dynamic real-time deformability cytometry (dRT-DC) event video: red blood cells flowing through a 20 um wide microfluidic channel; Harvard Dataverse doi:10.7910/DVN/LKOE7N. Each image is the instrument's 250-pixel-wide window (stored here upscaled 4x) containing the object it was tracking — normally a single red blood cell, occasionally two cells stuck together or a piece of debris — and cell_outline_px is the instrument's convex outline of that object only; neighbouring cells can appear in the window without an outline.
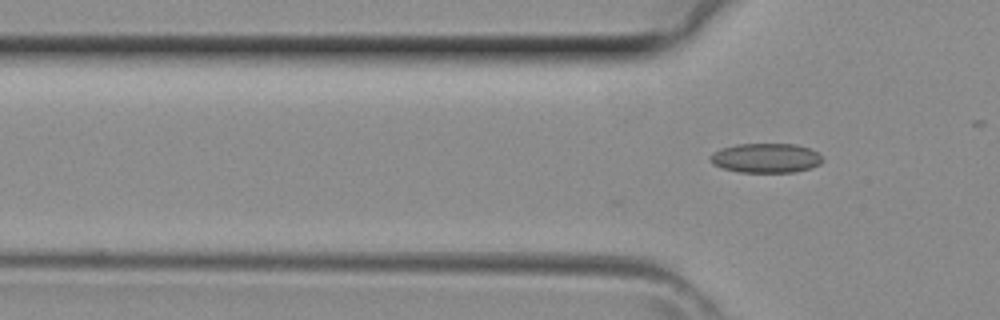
{"species": "common noctule bat (a hibernating species)", "species_latin": "Nyctalus noctula", "temperature_condition": "room temperature", "stored_images_in_passage": 2, "camera_frame_rate_fps": 3000, "um_per_image_px": 0.085, "animal": {"sex": "female", "body_mass_g": 29.2, "forearm_length_mm": 56.3}, "frame": {"image": 1, "passage_image": 2, "time_ms": 0.333, "image_size_px": [1000, 320], "cell_outline_px": [[824, 160], [820, 164], [812, 168], [792, 172], [740, 172], [724, 168], [712, 164], [708, 160], [708, 156], [712, 152], [720, 148], [736, 144], [796, 144], [808, 148], [816, 152]], "centroid_in_image_um": [65.06, 13.43], "position_along_channel_um": 60.7, "area_um2": 19.42}}